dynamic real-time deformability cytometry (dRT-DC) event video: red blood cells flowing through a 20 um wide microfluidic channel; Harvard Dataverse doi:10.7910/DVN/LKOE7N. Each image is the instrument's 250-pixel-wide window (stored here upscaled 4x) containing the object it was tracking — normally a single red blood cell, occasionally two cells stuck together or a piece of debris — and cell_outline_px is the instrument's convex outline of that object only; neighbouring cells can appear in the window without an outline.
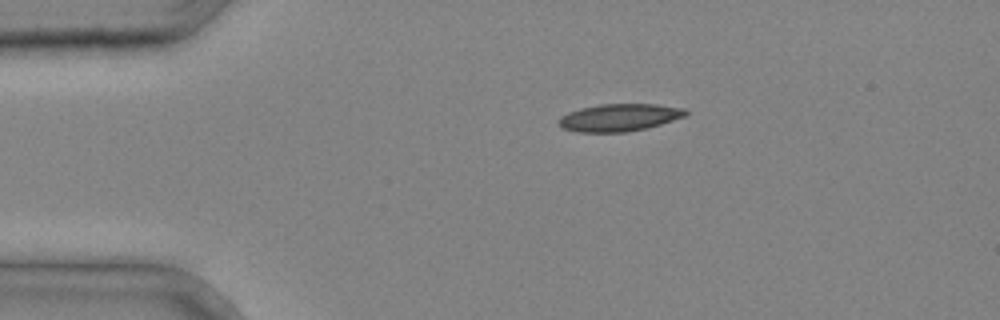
{"species": "common noctule bat (a hibernating species)", "species_latin": "Nyctalus noctula", "temperature_condition": "cold", "stored_images_in_passage": 3, "camera_frame_rate_fps": 3000, "um_per_image_px": 0.085, "animal": {"sex": "male", "body_mass_g": 20.4}, "frame": {"image": 1, "passage_image": 1, "time_ms": 0.0, "image_size_px": [1000, 320], "cell_outline_px": [[688, 112], [684, 116], [648, 128], [628, 132], [576, 132], [564, 128], [556, 120], [560, 116], [568, 112], [580, 108], [600, 104], [656, 104], [684, 108]], "centroid_in_image_um": [52.61, 9.99], "position_along_channel_um": 32.4, "area_um2": 20.29}}